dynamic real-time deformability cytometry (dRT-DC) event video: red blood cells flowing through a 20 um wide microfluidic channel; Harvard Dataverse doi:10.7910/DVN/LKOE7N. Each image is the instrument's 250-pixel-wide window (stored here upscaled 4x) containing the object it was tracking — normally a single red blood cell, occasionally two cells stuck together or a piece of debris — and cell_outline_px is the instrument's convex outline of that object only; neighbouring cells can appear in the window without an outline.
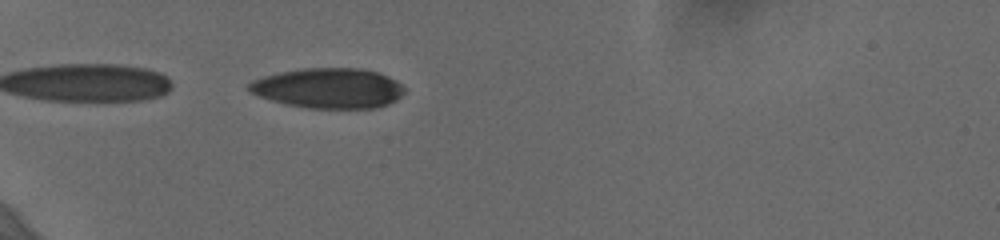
{"species": "human", "species_latin": "Homo sapiens", "temperature_condition": "cold", "stored_images_in_passage": 36, "camera_frame_rate_fps": 3000, "um_per_image_px": 0.085, "donor": {"sex": "female"}, "frame": {"image": 1, "passage_image": 1, "time_ms": 0.0, "image_size_px": [1000, 240], "cell_outline_px": [[404, 92], [396, 100], [388, 104], [376, 108], [308, 108], [284, 104], [260, 96], [252, 92], [248, 88], [248, 84], [252, 80], [264, 76], [280, 72], [304, 68], [360, 68], [376, 72], [388, 76], [396, 80], [404, 88]], "centroid_in_image_um": [27.93, 7.49], "position_along_channel_um": 57.1, "area_um2": 36.24}}
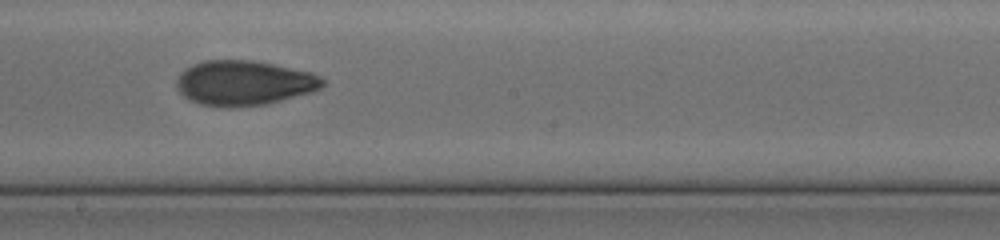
{"frame": {"image": 2, "passage_image": 17, "time_ms": 5.333, "image_size_px": [1000, 240], "cell_outline_px": [[324, 84], [320, 88], [312, 92], [268, 104], [232, 108], [228, 108], [200, 104], [184, 96], [176, 88], [176, 80], [180, 72], [192, 64], [204, 60], [252, 60], [312, 72], [320, 76], [324, 80]], "centroid_in_image_um": [20.73, 7.06], "position_along_channel_um": 227.5, "area_um2": 38.44}}
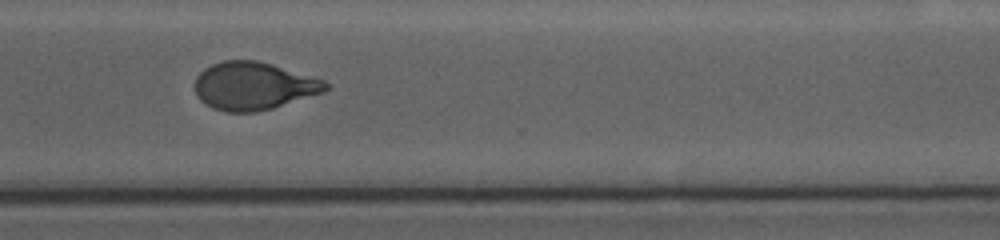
{"frame": {"image": 3, "passage_image": 27, "time_ms": 8.667, "image_size_px": [1000, 240], "cell_outline_px": [[332, 88], [324, 92], [272, 108], [256, 112], [228, 112], [212, 108], [200, 100], [196, 92], [196, 76], [204, 68], [212, 64], [224, 60], [256, 60], [272, 64], [324, 80], [332, 84]], "centroid_in_image_um": [21.58, 7.3], "position_along_channel_um": 349.0, "area_um2": 36.47}, "authors_computed_cell_mechanics": {"area_um2": 37.4544, "velocity_mm_per_s": 3.6621, "shape_relaxation_time_tau1_ms": 3.945, "shape_relaxation_time_tau2_ms": 1.9577, "deformation_change_tau1": 0.1788, "deformation_change_tau2": 0.0743}}